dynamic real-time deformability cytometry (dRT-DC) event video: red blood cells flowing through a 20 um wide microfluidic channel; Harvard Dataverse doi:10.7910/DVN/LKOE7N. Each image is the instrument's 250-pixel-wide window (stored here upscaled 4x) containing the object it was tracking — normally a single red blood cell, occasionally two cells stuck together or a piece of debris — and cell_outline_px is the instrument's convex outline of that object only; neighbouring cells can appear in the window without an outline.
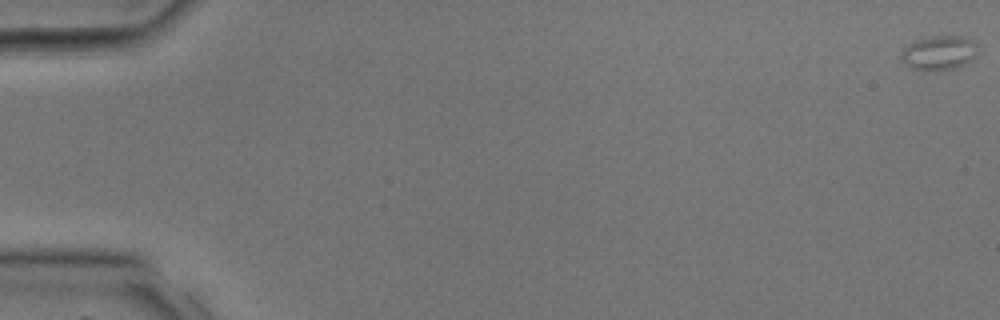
{"species": "common noctule bat (a hibernating species)", "species_latin": "Nyctalus noctula", "temperature_condition": "room temperature", "stored_images_in_passage": 9, "camera_frame_rate_fps": 3000, "um_per_image_px": 0.085, "animal": {"sex": "male", "body_mass_g": 17.9, "forearm_length_mm": 54.2}, "frame": {"image": 1, "passage_image": 1, "time_ms": 0.0, "image_size_px": [1000, 320], "cell_outline_px": [[980, 52], [972, 60], [964, 64], [952, 68], [912, 68], [904, 64], [900, 60], [900, 56], [904, 48], [908, 44], [920, 40], [936, 36], [960, 36], [972, 40], [976, 44]], "centroid_in_image_um": [79.86, 4.46], "position_along_channel_um": 5.1, "area_um2": 14.8}}